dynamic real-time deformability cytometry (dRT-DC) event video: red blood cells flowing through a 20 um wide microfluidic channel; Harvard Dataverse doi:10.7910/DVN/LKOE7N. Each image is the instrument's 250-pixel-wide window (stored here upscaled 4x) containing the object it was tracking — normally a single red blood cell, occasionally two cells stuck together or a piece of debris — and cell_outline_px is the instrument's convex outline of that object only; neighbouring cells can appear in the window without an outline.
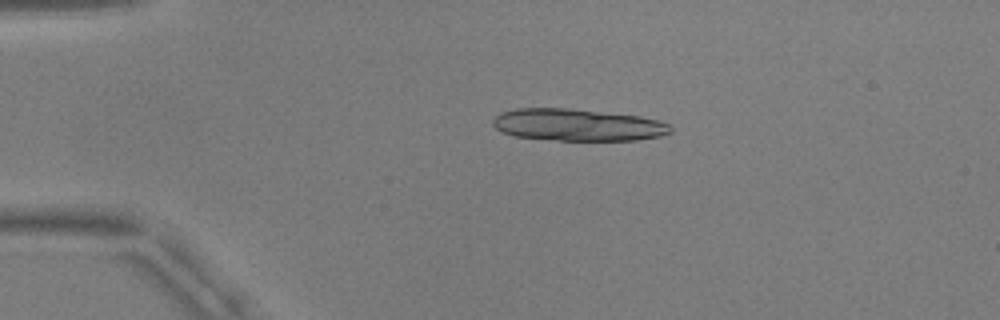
{"species": "common noctule bat (a hibernating species)", "species_latin": "Nyctalus noctula", "temperature_condition": "warm", "stored_images_in_passage": 52, "segment_of_instrument_passage": [1, 2], "camera_frame_rate_fps": 3000, "um_per_image_px": 0.085, "animal": {"sex": "male", "body_mass_g": 17.9, "forearm_length_mm": 54.2}, "frame": {"image": 1, "passage_image": 11, "time_ms": 3.333, "image_size_px": [1000, 320], "cell_outline_px": [[672, 132], [660, 136], [636, 140], [556, 140], [516, 136], [500, 132], [492, 124], [492, 120], [500, 112], [516, 108], [568, 108], [640, 116], [660, 120], [668, 124], [672, 128]], "centroid_in_image_um": [49.09, 10.61], "position_along_channel_um": 35.9, "area_um2": 33.23}}